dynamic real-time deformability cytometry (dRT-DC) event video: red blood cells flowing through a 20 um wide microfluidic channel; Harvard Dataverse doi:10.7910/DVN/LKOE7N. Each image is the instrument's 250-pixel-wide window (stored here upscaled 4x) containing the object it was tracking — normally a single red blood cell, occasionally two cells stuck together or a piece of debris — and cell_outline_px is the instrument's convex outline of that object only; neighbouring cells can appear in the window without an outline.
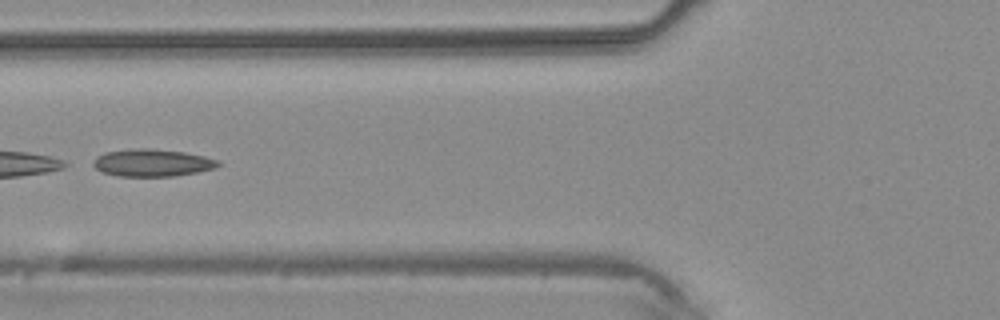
{"species": "common noctule bat (a hibernating species)", "species_latin": "Nyctalus noctula", "temperature_condition": "warm", "stored_images_in_passage": 3, "camera_frame_rate_fps": 3000, "um_per_image_px": 0.085, "animal": {"sex": "male", "body_mass_g": 20.4}, "frame": {"image": 1, "passage_image": 3, "time_ms": 2.333, "image_size_px": [1000, 320], "cell_outline_px": [[220, 164], [216, 168], [196, 172], [172, 176], [120, 176], [104, 172], [96, 168], [92, 164], [92, 160], [96, 156], [104, 152], [132, 148], [148, 148], [184, 152], [204, 156], [216, 160]], "centroid_in_image_um": [12.9, 13.82], "position_along_channel_um": 112.9, "area_um2": 19.83}}